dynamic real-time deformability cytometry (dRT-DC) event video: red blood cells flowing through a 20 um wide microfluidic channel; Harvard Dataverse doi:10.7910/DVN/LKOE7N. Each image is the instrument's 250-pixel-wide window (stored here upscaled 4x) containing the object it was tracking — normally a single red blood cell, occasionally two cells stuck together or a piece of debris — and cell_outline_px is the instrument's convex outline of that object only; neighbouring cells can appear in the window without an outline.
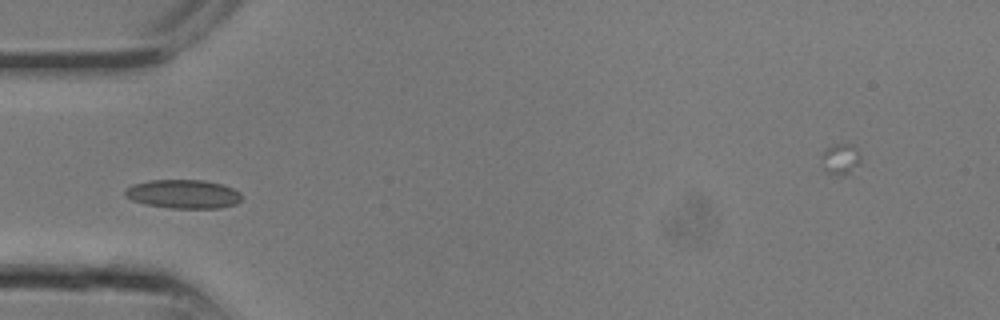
{"species": "common noctule bat (a hibernating species)", "species_latin": "Nyctalus noctula", "temperature_condition": "room temperature", "stored_images_in_passage": 12, "camera_frame_rate_fps": 3000, "um_per_image_px": 0.085, "animal": {"sex": "male", "body_mass_g": 13.3}, "frame": {"image": 1, "passage_image": 6, "time_ms": 1.667, "image_size_px": [1000, 320], "cell_outline_px": [[244, 196], [236, 204], [220, 208], [168, 208], [144, 204], [132, 200], [124, 196], [124, 192], [132, 184], [148, 180], [204, 180], [220, 184], [232, 188], [240, 192]], "centroid_in_image_um": [15.57, 16.5], "position_along_channel_um": 69.4, "area_um2": 19.71}}
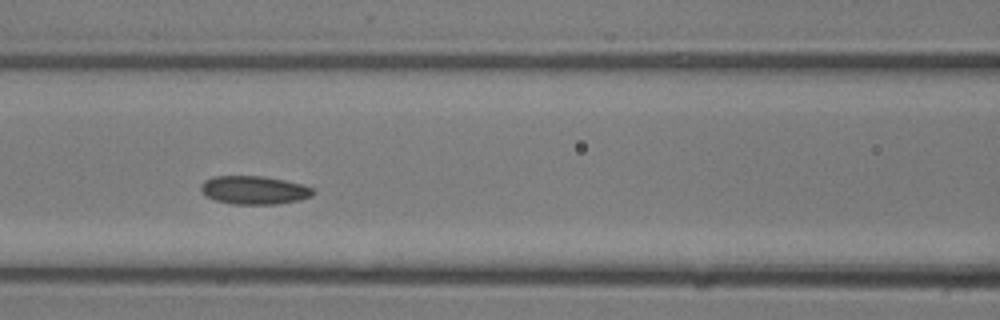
{"frame": {"image": 2, "passage_image": 9, "time_ms": 2.667, "image_size_px": [1000, 320], "cell_outline_px": [[316, 192], [312, 196], [300, 200], [276, 204], [232, 204], [216, 200], [204, 196], [200, 188], [204, 180], [212, 176], [264, 176], [284, 180], [300, 184], [312, 188]], "centroid_in_image_um": [21.59, 16.16], "position_along_channel_um": 145.0, "area_um2": 18.61}}
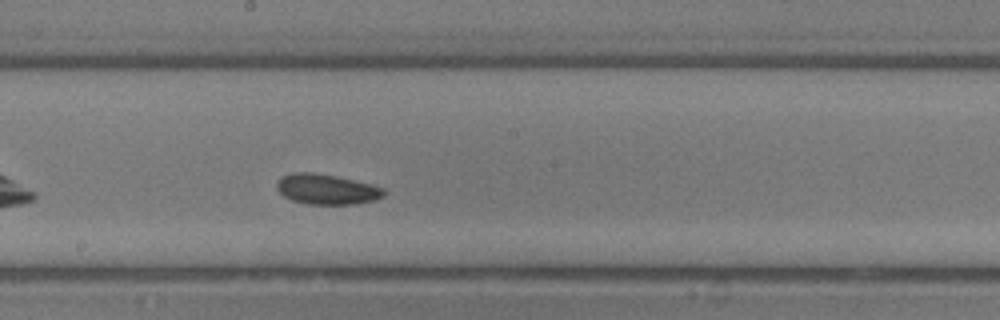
{"frame": {"image": 3, "passage_image": 12, "time_ms": 3.667, "image_size_px": [1000, 320], "cell_outline_px": [[384, 196], [376, 200], [356, 204], [308, 204], [292, 200], [284, 196], [276, 188], [276, 184], [280, 176], [292, 172], [312, 172], [336, 176], [372, 184], [384, 188]], "centroid_in_image_um": [27.76, 16.08], "position_along_channel_um": 220.4, "area_um2": 19.02}}